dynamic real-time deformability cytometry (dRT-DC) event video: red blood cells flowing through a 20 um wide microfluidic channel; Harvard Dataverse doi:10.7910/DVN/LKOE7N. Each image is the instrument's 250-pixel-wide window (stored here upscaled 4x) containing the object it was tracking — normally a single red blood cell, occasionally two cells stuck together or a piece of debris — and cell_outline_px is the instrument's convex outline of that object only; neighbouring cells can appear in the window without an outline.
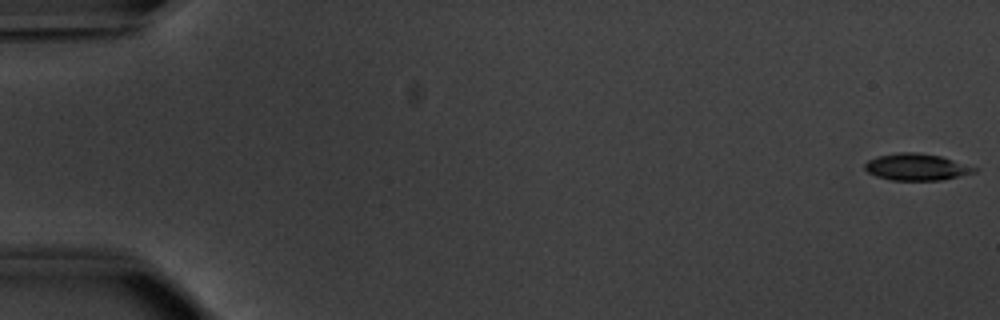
{"species": "common noctule bat (a hibernating species)", "species_latin": "Nyctalus noctula", "temperature_condition": "warm", "stored_images_in_passage": 53, "camera_frame_rate_fps": 3000, "um_per_image_px": 0.085, "animal": {"sex": "male", "body_mass_g": 20.1, "forearm_length_mm": 53.5}, "frame": {"image": 1, "passage_image": 1, "time_ms": 0.0, "image_size_px": [1000, 320], "cell_outline_px": [[976, 172], [940, 180], [892, 180], [876, 176], [868, 172], [864, 168], [864, 164], [868, 160], [876, 156], [896, 152], [920, 152], [940, 156], [976, 168]], "centroid_in_image_um": [77.83, 14.18], "position_along_channel_um": 7.2, "area_um2": 16.94}}
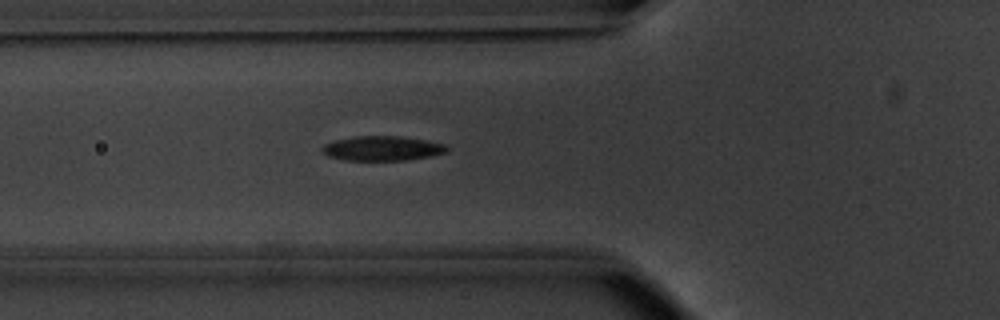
{"frame": {"image": 2, "passage_image": 20, "time_ms": 6.333, "image_size_px": [1000, 320], "cell_outline_px": [[448, 148], [444, 152], [428, 156], [404, 160], [348, 160], [328, 156], [320, 148], [324, 144], [336, 140], [356, 136], [400, 136], [424, 140], [444, 144]], "centroid_in_image_um": [32.45, 12.6], "position_along_channel_um": 93.4, "area_um2": 17.51}}
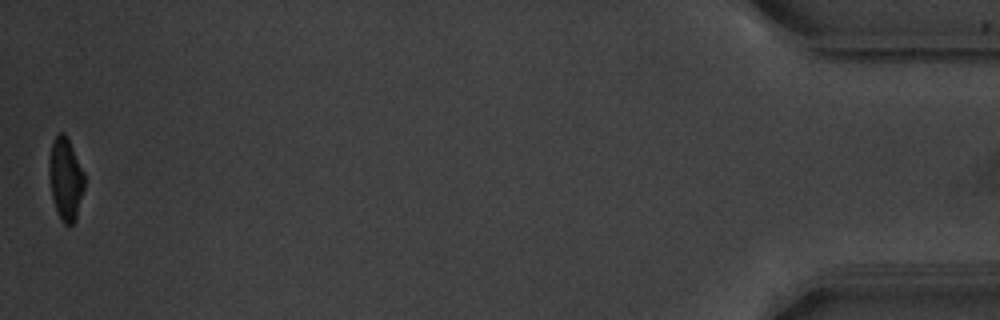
{"frame": {"image": 3, "passage_image": 53, "time_ms": 17.333, "image_size_px": [1000, 320], "cell_outline_px": [[84, 188], [76, 220], [72, 224], [64, 224], [60, 220], [52, 196], [48, 168], [48, 164], [52, 144], [56, 136], [60, 132], [64, 132], [84, 172]], "centroid_in_image_um": [5.58, 15.24], "position_along_channel_um": 429.6, "area_um2": 16.7}, "authors_computed_cell_mechanics": {"area_um2": 18.207, "velocity_mm_per_s": 3.8551, "shape_relaxation_time_tau1_ms": 3.3862, "shape_relaxation_time_tau2_ms": 2.3783, "deformation_change_tau1": 0.1588, "deformation_change_tau2": 0.0814}}